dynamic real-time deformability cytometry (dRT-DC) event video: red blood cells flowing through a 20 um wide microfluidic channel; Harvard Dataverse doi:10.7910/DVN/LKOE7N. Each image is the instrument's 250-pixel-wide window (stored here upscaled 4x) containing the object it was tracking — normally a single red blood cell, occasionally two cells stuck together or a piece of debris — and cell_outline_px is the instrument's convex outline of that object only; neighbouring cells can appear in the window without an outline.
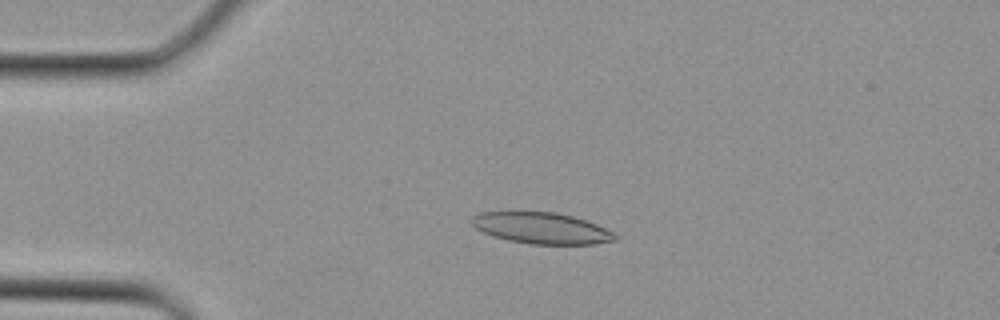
{"species": "Egyptian fruit bat (a non-hibernating species)", "species_latin": "Rousettus aegyptiacus", "temperature_condition": "cold", "stored_images_in_passage": 3, "camera_frame_rate_fps": 3000, "um_per_image_px": 0.085, "animal": {"sex": "female"}, "frame": {"image": 1, "passage_image": 2, "time_ms": 0.333, "image_size_px": [1000, 320], "cell_outline_px": [[620, 236], [616, 240], [596, 244], [532, 244], [508, 240], [484, 232], [476, 228], [472, 224], [472, 216], [480, 212], [556, 212], [572, 216], [596, 224]], "centroid_in_image_um": [46.06, 19.39], "position_along_channel_um": 38.9, "area_um2": 25.84}}